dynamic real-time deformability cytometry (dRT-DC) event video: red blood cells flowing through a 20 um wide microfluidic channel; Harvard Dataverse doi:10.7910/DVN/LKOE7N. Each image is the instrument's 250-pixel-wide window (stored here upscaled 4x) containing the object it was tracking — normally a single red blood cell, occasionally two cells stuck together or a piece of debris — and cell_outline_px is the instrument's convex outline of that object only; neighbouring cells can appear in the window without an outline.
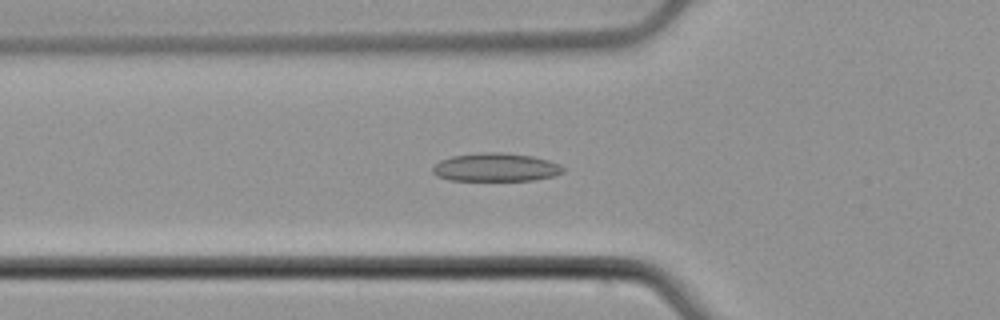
{"species": "common noctule bat (a hibernating species)", "species_latin": "Nyctalus noctula", "temperature_condition": "cold", "stored_images_in_passage": 52, "camera_frame_rate_fps": 3000, "um_per_image_px": 0.085, "animal": {"sex": "male", "body_mass_g": 21.5, "forearm_length_mm": 52.0}, "frame": {"image": 1, "passage_image": 18, "time_ms": 5.667, "image_size_px": [1000, 320], "cell_outline_px": [[564, 172], [552, 176], [532, 180], [448, 180], [436, 176], [432, 172], [432, 168], [440, 160], [452, 156], [480, 152], [504, 152], [532, 156], [548, 160], [560, 164], [564, 168]], "centroid_in_image_um": [42.12, 14.21], "position_along_channel_um": 83.7, "area_um2": 21.56}}
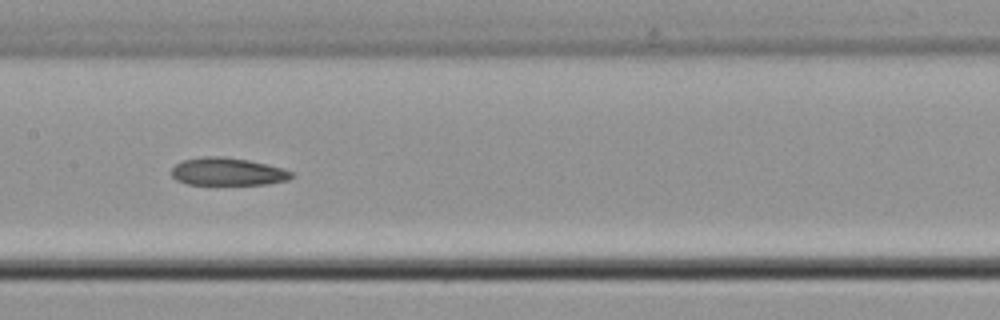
{"frame": {"image": 2, "passage_image": 26, "time_ms": 8.333, "image_size_px": [1000, 320], "cell_outline_px": [[292, 176], [288, 180], [268, 184], [188, 184], [176, 180], [172, 176], [172, 168], [176, 164], [184, 160], [204, 156], [224, 156], [248, 160], [280, 168], [292, 172]], "centroid_in_image_um": [19.32, 14.59], "position_along_channel_um": 188.1, "area_um2": 19.13}}
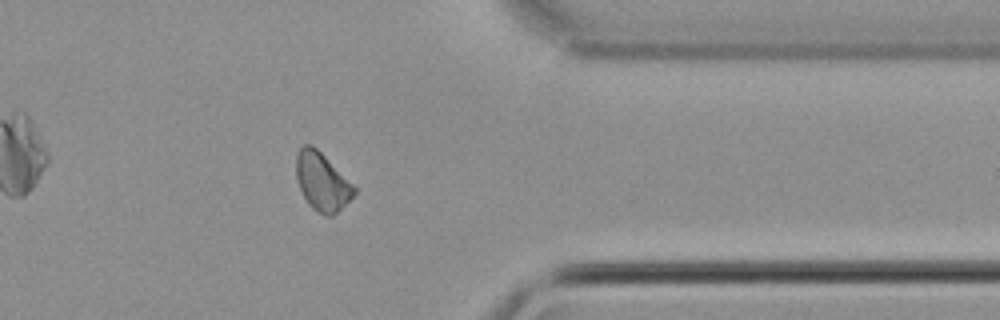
{"frame": {"image": 3, "passage_image": 42, "time_ms": 13.667, "image_size_px": [1000, 320], "cell_outline_px": [[356, 192], [332, 216], [328, 216], [312, 208], [308, 204], [296, 180], [296, 156], [300, 148], [304, 144], [312, 144], [356, 188]], "centroid_in_image_um": [27.33, 15.43], "position_along_channel_um": 384.1, "area_um2": 19.02}, "authors_computed_cell_mechanics": {"area_um2": 20.4612, "velocity_mm_per_s": 3.9072, "shape_relaxation_time_tau1_ms": null, "shape_relaxation_time_tau2_ms": 4.2543, "deformation_change_tau1": null, "deformation_change_tau2": 0.062}}